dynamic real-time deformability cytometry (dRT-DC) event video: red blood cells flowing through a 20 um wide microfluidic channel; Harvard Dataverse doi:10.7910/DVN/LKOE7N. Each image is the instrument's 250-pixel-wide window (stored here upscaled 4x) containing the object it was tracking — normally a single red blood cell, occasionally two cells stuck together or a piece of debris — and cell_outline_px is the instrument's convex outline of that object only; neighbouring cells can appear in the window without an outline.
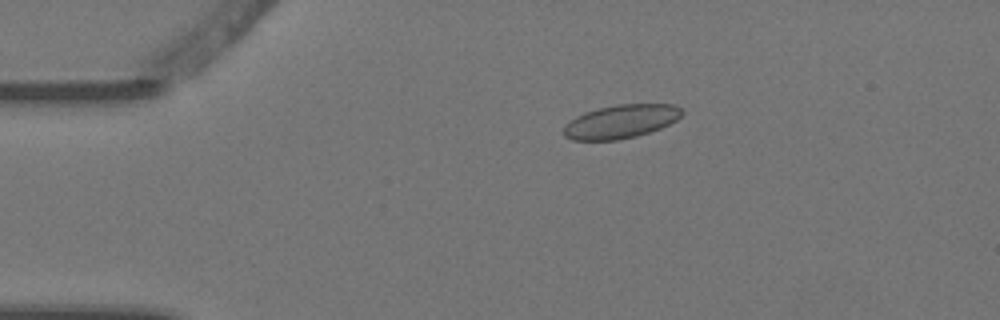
{"species": "Egyptian fruit bat (a non-hibernating species)", "species_latin": "Rousettus aegyptiacus", "temperature_condition": "warm", "stored_images_in_passage": 4, "camera_frame_rate_fps": 3000, "um_per_image_px": 0.085, "animal": {"sex": "female"}, "frame": {"image": 1, "passage_image": 2, "time_ms": 0.333, "image_size_px": [1000, 320], "cell_outline_px": [[684, 112], [676, 120], [660, 128], [636, 136], [616, 140], [572, 140], [564, 136], [564, 124], [576, 116], [584, 112], [616, 104], [676, 104]], "centroid_in_image_um": [52.76, 10.32], "position_along_channel_um": 32.2, "area_um2": 23.06}}
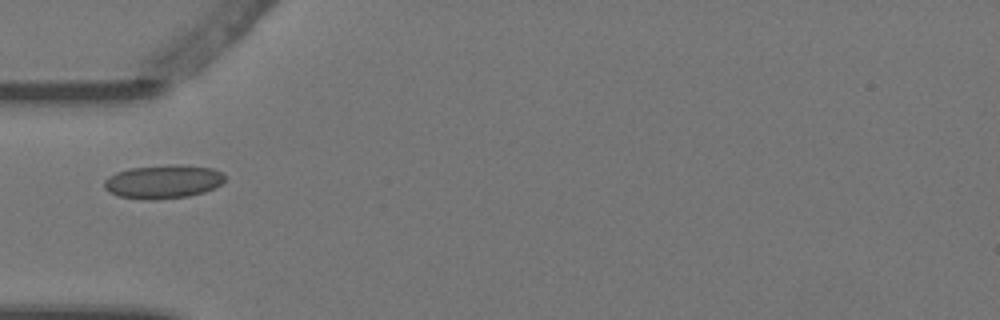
{"frame": {"image": 2, "passage_image": 4, "time_ms": 1.0, "image_size_px": [1000, 320], "cell_outline_px": [[224, 180], [220, 184], [204, 192], [188, 196], [156, 200], [140, 200], [120, 196], [108, 192], [104, 188], [104, 180], [108, 176], [116, 172], [128, 168], [176, 164], [180, 164], [212, 168], [224, 172]], "centroid_in_image_um": [13.84, 15.44], "position_along_channel_um": 71.2, "area_um2": 23.87}}